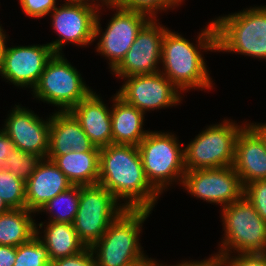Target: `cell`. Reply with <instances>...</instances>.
Here are the masks:
<instances>
[{"mask_svg": "<svg viewBox=\"0 0 266 266\" xmlns=\"http://www.w3.org/2000/svg\"><path fill=\"white\" fill-rule=\"evenodd\" d=\"M98 184L126 209L152 210L161 195L148 181L137 146L110 144L100 148ZM126 201V202H125Z\"/></svg>", "mask_w": 266, "mask_h": 266, "instance_id": "cell-1", "label": "cell"}, {"mask_svg": "<svg viewBox=\"0 0 266 266\" xmlns=\"http://www.w3.org/2000/svg\"><path fill=\"white\" fill-rule=\"evenodd\" d=\"M197 38L198 45H193L181 34L168 28L165 30L161 55L163 69L160 72L182 91L213 88V81L200 52L201 49L216 52L213 20L201 30Z\"/></svg>", "mask_w": 266, "mask_h": 266, "instance_id": "cell-2", "label": "cell"}, {"mask_svg": "<svg viewBox=\"0 0 266 266\" xmlns=\"http://www.w3.org/2000/svg\"><path fill=\"white\" fill-rule=\"evenodd\" d=\"M152 210L126 209L108 227L90 249L96 266H133L145 259L139 243L142 223Z\"/></svg>", "mask_w": 266, "mask_h": 266, "instance_id": "cell-3", "label": "cell"}, {"mask_svg": "<svg viewBox=\"0 0 266 266\" xmlns=\"http://www.w3.org/2000/svg\"><path fill=\"white\" fill-rule=\"evenodd\" d=\"M213 23L216 51L266 59V5L219 16Z\"/></svg>", "mask_w": 266, "mask_h": 266, "instance_id": "cell-4", "label": "cell"}, {"mask_svg": "<svg viewBox=\"0 0 266 266\" xmlns=\"http://www.w3.org/2000/svg\"><path fill=\"white\" fill-rule=\"evenodd\" d=\"M221 211L225 237H222L219 252L210 258L216 259L219 255L233 252L266 253V221L245 196L223 207Z\"/></svg>", "mask_w": 266, "mask_h": 266, "instance_id": "cell-5", "label": "cell"}, {"mask_svg": "<svg viewBox=\"0 0 266 266\" xmlns=\"http://www.w3.org/2000/svg\"><path fill=\"white\" fill-rule=\"evenodd\" d=\"M137 147L146 177L160 194L174 181L182 184L184 148L174 134L149 131Z\"/></svg>", "mask_w": 266, "mask_h": 266, "instance_id": "cell-6", "label": "cell"}, {"mask_svg": "<svg viewBox=\"0 0 266 266\" xmlns=\"http://www.w3.org/2000/svg\"><path fill=\"white\" fill-rule=\"evenodd\" d=\"M246 125L224 119L219 124L206 127L184 147L186 170L232 166L238 134Z\"/></svg>", "mask_w": 266, "mask_h": 266, "instance_id": "cell-7", "label": "cell"}, {"mask_svg": "<svg viewBox=\"0 0 266 266\" xmlns=\"http://www.w3.org/2000/svg\"><path fill=\"white\" fill-rule=\"evenodd\" d=\"M87 86L64 55L54 53L31 91L36 99L60 107L59 111H69L93 91Z\"/></svg>", "mask_w": 266, "mask_h": 266, "instance_id": "cell-8", "label": "cell"}, {"mask_svg": "<svg viewBox=\"0 0 266 266\" xmlns=\"http://www.w3.org/2000/svg\"><path fill=\"white\" fill-rule=\"evenodd\" d=\"M100 184L80 186L79 207L73 222L79 240L91 247L126 208ZM119 205V206H118Z\"/></svg>", "mask_w": 266, "mask_h": 266, "instance_id": "cell-9", "label": "cell"}, {"mask_svg": "<svg viewBox=\"0 0 266 266\" xmlns=\"http://www.w3.org/2000/svg\"><path fill=\"white\" fill-rule=\"evenodd\" d=\"M107 8L113 9V11L116 9V12L107 23L108 25L104 32H102L100 24V11L98 12L94 37L95 40L99 38L96 46L97 52L109 59L110 63L108 65L112 72L124 59L139 31L151 17L146 13L124 9L119 6ZM100 34L101 36L99 37Z\"/></svg>", "mask_w": 266, "mask_h": 266, "instance_id": "cell-10", "label": "cell"}, {"mask_svg": "<svg viewBox=\"0 0 266 266\" xmlns=\"http://www.w3.org/2000/svg\"><path fill=\"white\" fill-rule=\"evenodd\" d=\"M64 2L50 13L52 27L59 35L58 39L48 43L54 53H62L64 44L87 47L94 42L96 18L101 10L91 3Z\"/></svg>", "mask_w": 266, "mask_h": 266, "instance_id": "cell-11", "label": "cell"}, {"mask_svg": "<svg viewBox=\"0 0 266 266\" xmlns=\"http://www.w3.org/2000/svg\"><path fill=\"white\" fill-rule=\"evenodd\" d=\"M181 185L194 197L222 207L244 196V185L233 166L186 170Z\"/></svg>", "mask_w": 266, "mask_h": 266, "instance_id": "cell-12", "label": "cell"}, {"mask_svg": "<svg viewBox=\"0 0 266 266\" xmlns=\"http://www.w3.org/2000/svg\"><path fill=\"white\" fill-rule=\"evenodd\" d=\"M121 79L126 81L117 95L144 114L147 113L146 111L176 106L182 101L181 90L160 71Z\"/></svg>", "mask_w": 266, "mask_h": 266, "instance_id": "cell-13", "label": "cell"}, {"mask_svg": "<svg viewBox=\"0 0 266 266\" xmlns=\"http://www.w3.org/2000/svg\"><path fill=\"white\" fill-rule=\"evenodd\" d=\"M151 18L139 31L121 63L112 71L118 78L160 71L162 42L166 26ZM158 66V67H157Z\"/></svg>", "mask_w": 266, "mask_h": 266, "instance_id": "cell-14", "label": "cell"}, {"mask_svg": "<svg viewBox=\"0 0 266 266\" xmlns=\"http://www.w3.org/2000/svg\"><path fill=\"white\" fill-rule=\"evenodd\" d=\"M54 55L51 46L28 45L5 48L1 77L18 87L36 86L48 60Z\"/></svg>", "mask_w": 266, "mask_h": 266, "instance_id": "cell-15", "label": "cell"}, {"mask_svg": "<svg viewBox=\"0 0 266 266\" xmlns=\"http://www.w3.org/2000/svg\"><path fill=\"white\" fill-rule=\"evenodd\" d=\"M15 106L4 121L3 129L6 134L17 149L47 158L51 116L42 120L32 110Z\"/></svg>", "mask_w": 266, "mask_h": 266, "instance_id": "cell-16", "label": "cell"}, {"mask_svg": "<svg viewBox=\"0 0 266 266\" xmlns=\"http://www.w3.org/2000/svg\"><path fill=\"white\" fill-rule=\"evenodd\" d=\"M232 166L244 186L266 179V147L248 124L238 134Z\"/></svg>", "mask_w": 266, "mask_h": 266, "instance_id": "cell-17", "label": "cell"}, {"mask_svg": "<svg viewBox=\"0 0 266 266\" xmlns=\"http://www.w3.org/2000/svg\"><path fill=\"white\" fill-rule=\"evenodd\" d=\"M71 186L73 184L52 160L44 158L25 182L26 209L38 212L48 201Z\"/></svg>", "mask_w": 266, "mask_h": 266, "instance_id": "cell-18", "label": "cell"}, {"mask_svg": "<svg viewBox=\"0 0 266 266\" xmlns=\"http://www.w3.org/2000/svg\"><path fill=\"white\" fill-rule=\"evenodd\" d=\"M69 112L95 147L103 148L112 144L111 110L96 92L92 91Z\"/></svg>", "mask_w": 266, "mask_h": 266, "instance_id": "cell-19", "label": "cell"}, {"mask_svg": "<svg viewBox=\"0 0 266 266\" xmlns=\"http://www.w3.org/2000/svg\"><path fill=\"white\" fill-rule=\"evenodd\" d=\"M94 145L69 111L51 115L47 155H64L71 151L91 150Z\"/></svg>", "mask_w": 266, "mask_h": 266, "instance_id": "cell-20", "label": "cell"}, {"mask_svg": "<svg viewBox=\"0 0 266 266\" xmlns=\"http://www.w3.org/2000/svg\"><path fill=\"white\" fill-rule=\"evenodd\" d=\"M111 110L112 143L138 146L146 137L143 129L144 113L126 103L117 93L113 97Z\"/></svg>", "mask_w": 266, "mask_h": 266, "instance_id": "cell-21", "label": "cell"}, {"mask_svg": "<svg viewBox=\"0 0 266 266\" xmlns=\"http://www.w3.org/2000/svg\"><path fill=\"white\" fill-rule=\"evenodd\" d=\"M100 148L81 152L71 151L64 155H47V159L64 173L73 185H95L99 180Z\"/></svg>", "mask_w": 266, "mask_h": 266, "instance_id": "cell-22", "label": "cell"}, {"mask_svg": "<svg viewBox=\"0 0 266 266\" xmlns=\"http://www.w3.org/2000/svg\"><path fill=\"white\" fill-rule=\"evenodd\" d=\"M43 226H46L44 232H40L39 230H42ZM41 233L43 236L40 237ZM36 236L46 246L51 262L71 257L86 248L79 240L74 225L71 223L48 222L44 225L41 222L39 225L36 224Z\"/></svg>", "mask_w": 266, "mask_h": 266, "instance_id": "cell-23", "label": "cell"}, {"mask_svg": "<svg viewBox=\"0 0 266 266\" xmlns=\"http://www.w3.org/2000/svg\"><path fill=\"white\" fill-rule=\"evenodd\" d=\"M35 212L10 209L0 214V245L16 246L29 242L36 235Z\"/></svg>", "mask_w": 266, "mask_h": 266, "instance_id": "cell-24", "label": "cell"}, {"mask_svg": "<svg viewBox=\"0 0 266 266\" xmlns=\"http://www.w3.org/2000/svg\"><path fill=\"white\" fill-rule=\"evenodd\" d=\"M79 195L80 185H73L48 201L38 213L46 211L50 218L48 222L73 224L79 207Z\"/></svg>", "mask_w": 266, "mask_h": 266, "instance_id": "cell-25", "label": "cell"}, {"mask_svg": "<svg viewBox=\"0 0 266 266\" xmlns=\"http://www.w3.org/2000/svg\"><path fill=\"white\" fill-rule=\"evenodd\" d=\"M0 198L10 209L26 208L25 182L0 167Z\"/></svg>", "mask_w": 266, "mask_h": 266, "instance_id": "cell-26", "label": "cell"}, {"mask_svg": "<svg viewBox=\"0 0 266 266\" xmlns=\"http://www.w3.org/2000/svg\"><path fill=\"white\" fill-rule=\"evenodd\" d=\"M13 266H51L48 250L36 235L29 242L16 247Z\"/></svg>", "mask_w": 266, "mask_h": 266, "instance_id": "cell-27", "label": "cell"}, {"mask_svg": "<svg viewBox=\"0 0 266 266\" xmlns=\"http://www.w3.org/2000/svg\"><path fill=\"white\" fill-rule=\"evenodd\" d=\"M42 160L40 155L23 152L15 148L5 160L4 168L26 182Z\"/></svg>", "mask_w": 266, "mask_h": 266, "instance_id": "cell-28", "label": "cell"}, {"mask_svg": "<svg viewBox=\"0 0 266 266\" xmlns=\"http://www.w3.org/2000/svg\"><path fill=\"white\" fill-rule=\"evenodd\" d=\"M183 0H120L119 7L146 13L151 18L158 17V11L174 9Z\"/></svg>", "mask_w": 266, "mask_h": 266, "instance_id": "cell-29", "label": "cell"}, {"mask_svg": "<svg viewBox=\"0 0 266 266\" xmlns=\"http://www.w3.org/2000/svg\"><path fill=\"white\" fill-rule=\"evenodd\" d=\"M244 196L266 221V179L256 180L244 186Z\"/></svg>", "mask_w": 266, "mask_h": 266, "instance_id": "cell-30", "label": "cell"}, {"mask_svg": "<svg viewBox=\"0 0 266 266\" xmlns=\"http://www.w3.org/2000/svg\"><path fill=\"white\" fill-rule=\"evenodd\" d=\"M216 260L221 266H266V253L219 255Z\"/></svg>", "mask_w": 266, "mask_h": 266, "instance_id": "cell-31", "label": "cell"}, {"mask_svg": "<svg viewBox=\"0 0 266 266\" xmlns=\"http://www.w3.org/2000/svg\"><path fill=\"white\" fill-rule=\"evenodd\" d=\"M23 12L33 18L49 15L57 6L56 0H19Z\"/></svg>", "mask_w": 266, "mask_h": 266, "instance_id": "cell-32", "label": "cell"}, {"mask_svg": "<svg viewBox=\"0 0 266 266\" xmlns=\"http://www.w3.org/2000/svg\"><path fill=\"white\" fill-rule=\"evenodd\" d=\"M51 266H96V263L90 247H86L76 255L52 261Z\"/></svg>", "mask_w": 266, "mask_h": 266, "instance_id": "cell-33", "label": "cell"}, {"mask_svg": "<svg viewBox=\"0 0 266 266\" xmlns=\"http://www.w3.org/2000/svg\"><path fill=\"white\" fill-rule=\"evenodd\" d=\"M16 147L4 129H0V167H4L5 160Z\"/></svg>", "mask_w": 266, "mask_h": 266, "instance_id": "cell-34", "label": "cell"}, {"mask_svg": "<svg viewBox=\"0 0 266 266\" xmlns=\"http://www.w3.org/2000/svg\"><path fill=\"white\" fill-rule=\"evenodd\" d=\"M16 259V246L0 245V266H13Z\"/></svg>", "mask_w": 266, "mask_h": 266, "instance_id": "cell-35", "label": "cell"}, {"mask_svg": "<svg viewBox=\"0 0 266 266\" xmlns=\"http://www.w3.org/2000/svg\"><path fill=\"white\" fill-rule=\"evenodd\" d=\"M170 266V265H165ZM171 266H221L220 263L216 259L208 258L203 259L202 261H182L181 263L177 265H171Z\"/></svg>", "mask_w": 266, "mask_h": 266, "instance_id": "cell-36", "label": "cell"}, {"mask_svg": "<svg viewBox=\"0 0 266 266\" xmlns=\"http://www.w3.org/2000/svg\"><path fill=\"white\" fill-rule=\"evenodd\" d=\"M263 140L266 147V123H247Z\"/></svg>", "mask_w": 266, "mask_h": 266, "instance_id": "cell-37", "label": "cell"}, {"mask_svg": "<svg viewBox=\"0 0 266 266\" xmlns=\"http://www.w3.org/2000/svg\"><path fill=\"white\" fill-rule=\"evenodd\" d=\"M6 32L3 31L2 25H0V76H1V71H2V66H3V56L6 48Z\"/></svg>", "mask_w": 266, "mask_h": 266, "instance_id": "cell-38", "label": "cell"}, {"mask_svg": "<svg viewBox=\"0 0 266 266\" xmlns=\"http://www.w3.org/2000/svg\"><path fill=\"white\" fill-rule=\"evenodd\" d=\"M96 1L98 2V4L97 2H95V0H88V3L91 2V4L96 5L98 8L103 7L104 5H106L107 7H116L120 5V0H99L100 2L98 0ZM99 3H101L102 5H100Z\"/></svg>", "mask_w": 266, "mask_h": 266, "instance_id": "cell-39", "label": "cell"}, {"mask_svg": "<svg viewBox=\"0 0 266 266\" xmlns=\"http://www.w3.org/2000/svg\"><path fill=\"white\" fill-rule=\"evenodd\" d=\"M133 266H165V265L164 264L162 265V263L160 264L158 261H155V259L147 258L144 261Z\"/></svg>", "mask_w": 266, "mask_h": 266, "instance_id": "cell-40", "label": "cell"}, {"mask_svg": "<svg viewBox=\"0 0 266 266\" xmlns=\"http://www.w3.org/2000/svg\"><path fill=\"white\" fill-rule=\"evenodd\" d=\"M10 208L6 205V203L0 198V214L9 211Z\"/></svg>", "mask_w": 266, "mask_h": 266, "instance_id": "cell-41", "label": "cell"}, {"mask_svg": "<svg viewBox=\"0 0 266 266\" xmlns=\"http://www.w3.org/2000/svg\"><path fill=\"white\" fill-rule=\"evenodd\" d=\"M65 1H71V2H85V3H88V0H65Z\"/></svg>", "mask_w": 266, "mask_h": 266, "instance_id": "cell-42", "label": "cell"}]
</instances>
